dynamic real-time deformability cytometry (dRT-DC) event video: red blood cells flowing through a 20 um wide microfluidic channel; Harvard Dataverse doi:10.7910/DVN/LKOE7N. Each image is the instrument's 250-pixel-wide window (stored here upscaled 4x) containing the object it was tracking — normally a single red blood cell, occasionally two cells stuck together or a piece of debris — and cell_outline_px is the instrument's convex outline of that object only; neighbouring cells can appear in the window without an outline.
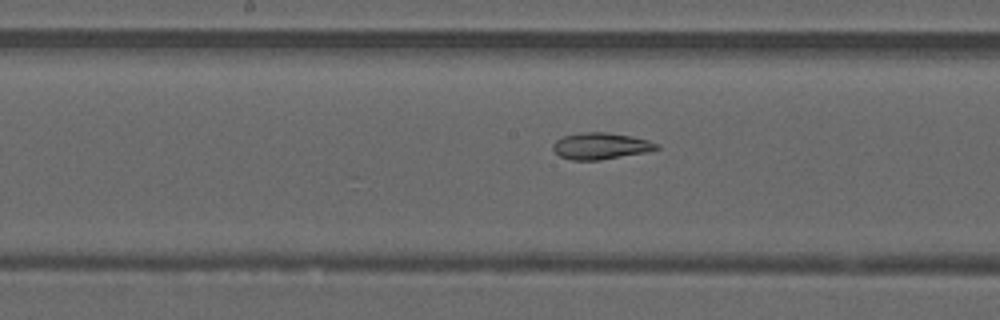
{"species": "common noctule bat (a hibernating species)", "species_latin": "Nyctalus noctula", "temperature_condition": "warm", "stored_images_in_passage": 16, "camera_frame_rate_fps": 3000, "um_per_image_px": 0.085, "animal": {"sex": "male", "forearm_length_mm": 52.5}, "frame": {"image": 1, "passage_image": 11, "time_ms": 3.333, "image_size_px": [1000, 320], "cell_outline_px": [[660, 148], [644, 152], [600, 160], [572, 160], [560, 156], [552, 148], [552, 144], [556, 140], [564, 136], [580, 132], [608, 132], [632, 136], [648, 140], [660, 144]], "centroid_in_image_um": [51.06, 12.4], "position_along_channel_um": 197.1, "area_um2": 16.01}}